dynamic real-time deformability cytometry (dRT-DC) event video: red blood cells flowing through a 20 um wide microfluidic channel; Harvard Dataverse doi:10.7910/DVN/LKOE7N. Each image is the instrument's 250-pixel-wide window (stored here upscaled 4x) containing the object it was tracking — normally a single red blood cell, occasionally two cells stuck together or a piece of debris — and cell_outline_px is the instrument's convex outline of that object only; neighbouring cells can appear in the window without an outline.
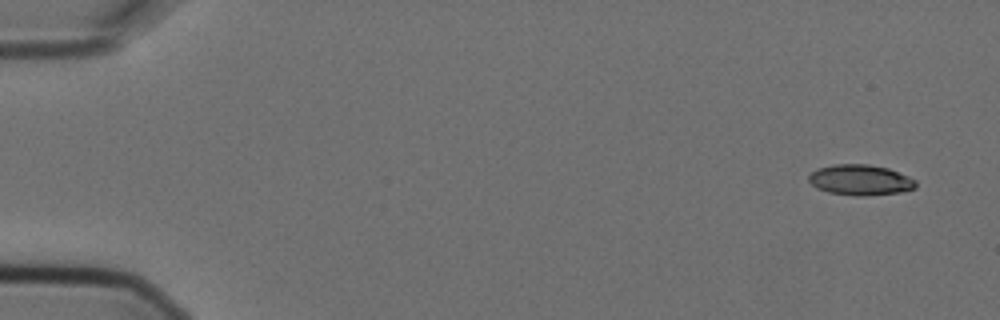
{"species": "Egyptian fruit bat (a non-hibernating species)", "species_latin": "Rousettus aegyptiacus", "temperature_condition": "cold", "stored_images_in_passage": 4, "camera_frame_rate_fps": 3000, "um_per_image_px": 0.085, "animal": {"sex": "female"}, "frame": {"image": 1, "passage_image": 1, "time_ms": 0.0, "image_size_px": [1000, 320], "cell_outline_px": [[916, 188], [900, 192], [864, 196], [856, 196], [828, 192], [816, 188], [808, 180], [808, 176], [816, 168], [836, 164], [868, 164], [888, 168], [908, 176], [916, 180]], "centroid_in_image_um": [73.12, 15.29], "position_along_channel_um": 11.9, "area_um2": 19.13}}
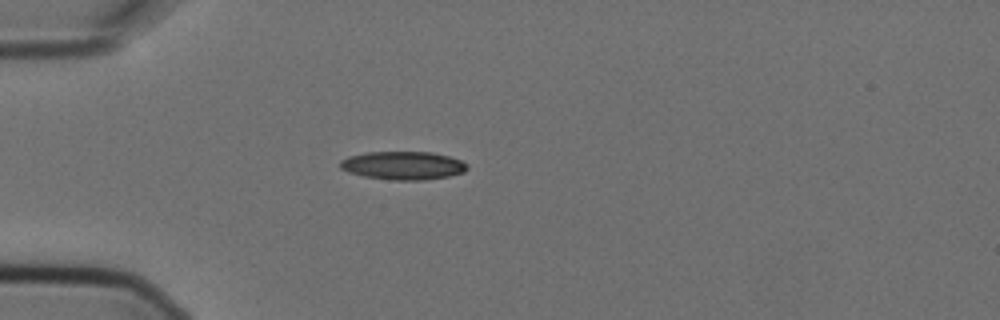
{"frame": {"image": 2, "passage_image": 4, "time_ms": 1.0, "image_size_px": [1000, 320], "cell_outline_px": [[468, 168], [464, 172], [448, 176], [424, 180], [396, 180], [364, 176], [348, 172], [340, 168], [340, 160], [348, 156], [368, 152], [432, 152], [448, 156], [460, 160], [468, 164]], "centroid_in_image_um": [34.26, 14.06], "position_along_channel_um": 50.7, "area_um2": 20.87}}